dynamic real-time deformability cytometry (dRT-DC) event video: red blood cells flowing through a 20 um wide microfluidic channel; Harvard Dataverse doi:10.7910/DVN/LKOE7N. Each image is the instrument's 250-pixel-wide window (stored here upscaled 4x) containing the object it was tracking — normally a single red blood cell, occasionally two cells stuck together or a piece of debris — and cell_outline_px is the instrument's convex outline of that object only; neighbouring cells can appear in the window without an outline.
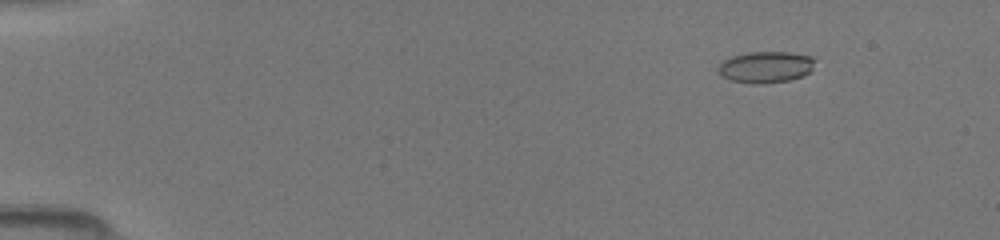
{"species": "common noctule bat (a hibernating species)", "species_latin": "Nyctalus noctula", "temperature_condition": "room temperature", "stored_images_in_passage": 50, "camera_frame_rate_fps": 3000, "um_per_image_px": 0.085, "animal": {"sex": "female", "body_mass_g": 19.5, "forearm_length_mm": 54.1}, "frame": {"image": 1, "passage_image": 7, "time_ms": 2.0, "image_size_px": [1000, 240], "cell_outline_px": [[816, 60], [812, 72], [804, 76], [788, 80], [764, 84], [752, 84], [732, 80], [720, 76], [716, 68], [720, 60], [732, 56], [748, 52], [788, 52], [812, 56]], "centroid_in_image_um": [65.08, 5.7], "position_along_channel_um": 19.9, "area_um2": 18.21}}
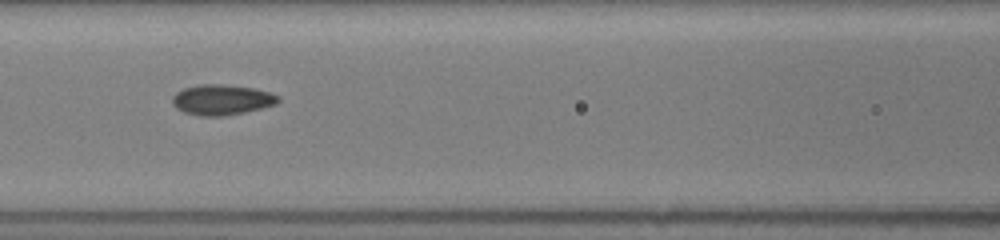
{"frame": {"image": 2, "passage_image": 24, "time_ms": 7.667, "image_size_px": [1000, 240], "cell_outline_px": [[280, 100], [276, 104], [244, 112], [224, 116], [200, 116], [184, 112], [176, 108], [172, 104], [172, 96], [176, 92], [184, 88], [196, 84], [220, 84], [252, 88], [268, 92], [280, 96]], "centroid_in_image_um": [18.81, 8.48], "position_along_channel_um": 147.8, "area_um2": 18.73}}
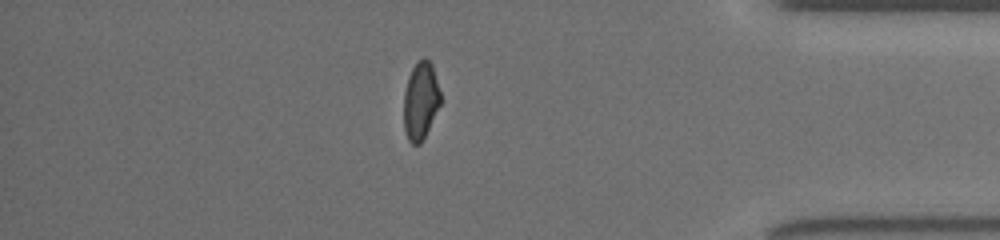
{"frame": {"image": 3, "passage_image": 44, "time_ms": 14.333, "image_size_px": [1000, 240], "cell_outline_px": [[440, 104], [420, 144], [412, 144], [408, 140], [404, 128], [404, 92], [408, 76], [416, 60], [424, 56], [432, 64], [440, 92]], "centroid_in_image_um": [35.73, 8.51], "position_along_channel_um": 399.5, "area_um2": 16.53}}